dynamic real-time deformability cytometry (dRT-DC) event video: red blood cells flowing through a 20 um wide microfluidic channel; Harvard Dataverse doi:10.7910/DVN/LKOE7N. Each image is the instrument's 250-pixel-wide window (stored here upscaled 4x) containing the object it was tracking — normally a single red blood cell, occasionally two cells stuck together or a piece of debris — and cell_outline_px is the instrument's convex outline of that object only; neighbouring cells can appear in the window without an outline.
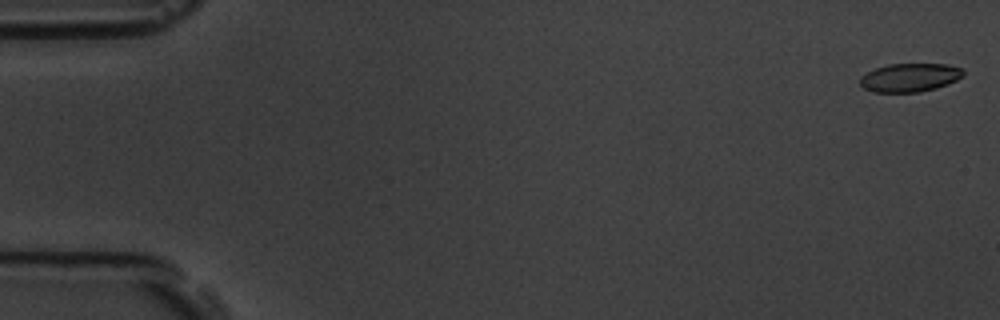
{"species": "common noctule bat (a hibernating species)", "species_latin": "Nyctalus noctula", "temperature_condition": "room temperature", "stored_images_in_passage": 56, "camera_frame_rate_fps": 3000, "um_per_image_px": 0.085, "animal": {"sex": "male", "body_mass_g": 19.5, "forearm_length_mm": 54.6}, "frame": {"image": 1, "passage_image": 1, "time_ms": 0.0, "image_size_px": [1000, 320], "cell_outline_px": [[964, 76], [948, 84], [936, 88], [920, 92], [872, 92], [864, 88], [860, 84], [860, 76], [876, 68], [888, 64], [944, 64], [964, 68]], "centroid_in_image_um": [77.35, 6.59], "position_along_channel_um": 7.6, "area_um2": 17.22}}
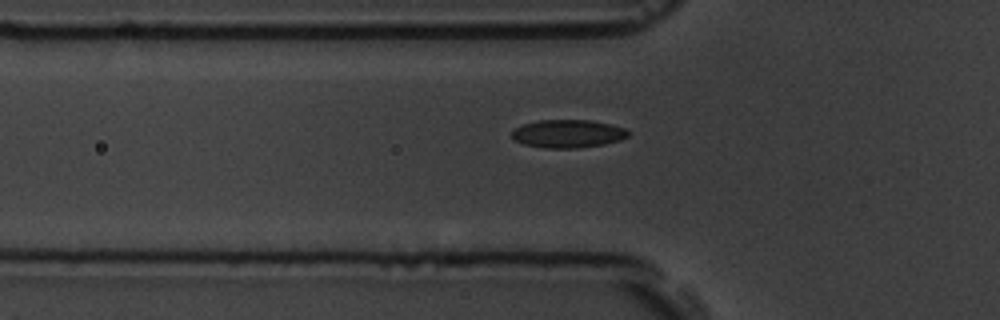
{"frame": {"image": 2, "passage_image": 19, "time_ms": 6.0, "image_size_px": [1000, 320], "cell_outline_px": [[628, 136], [620, 140], [604, 144], [576, 148], [544, 148], [524, 144], [512, 140], [512, 132], [516, 128], [524, 124], [536, 120], [592, 120], [624, 128], [628, 132]], "centroid_in_image_um": [48.24, 11.37], "position_along_channel_um": 77.6, "area_um2": 18.96}}
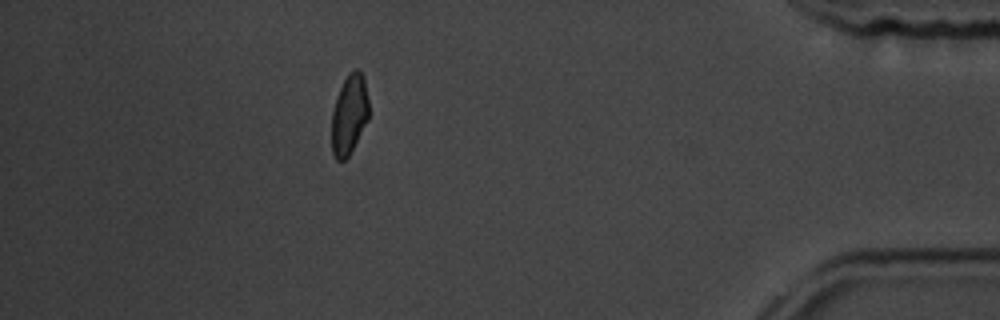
{"frame": {"image": 3, "passage_image": 50, "time_ms": 16.333, "image_size_px": [1000, 320], "cell_outline_px": [[368, 120], [348, 156], [344, 160], [336, 160], [332, 152], [332, 112], [336, 96], [348, 72], [356, 68], [364, 76], [368, 100]], "centroid_in_image_um": [29.68, 9.71], "position_along_channel_um": 405.5, "area_um2": 17.22}, "authors_computed_cell_mechanics": {"area_um2": 18.4671, "velocity_mm_per_s": 3.6442, "shape_relaxation_time_tau1_ms": 9.2185, "shape_relaxation_time_tau2_ms": 3.4232, "deformation_change_tau1": 0.171, "deformation_change_tau2": 0.0711}}